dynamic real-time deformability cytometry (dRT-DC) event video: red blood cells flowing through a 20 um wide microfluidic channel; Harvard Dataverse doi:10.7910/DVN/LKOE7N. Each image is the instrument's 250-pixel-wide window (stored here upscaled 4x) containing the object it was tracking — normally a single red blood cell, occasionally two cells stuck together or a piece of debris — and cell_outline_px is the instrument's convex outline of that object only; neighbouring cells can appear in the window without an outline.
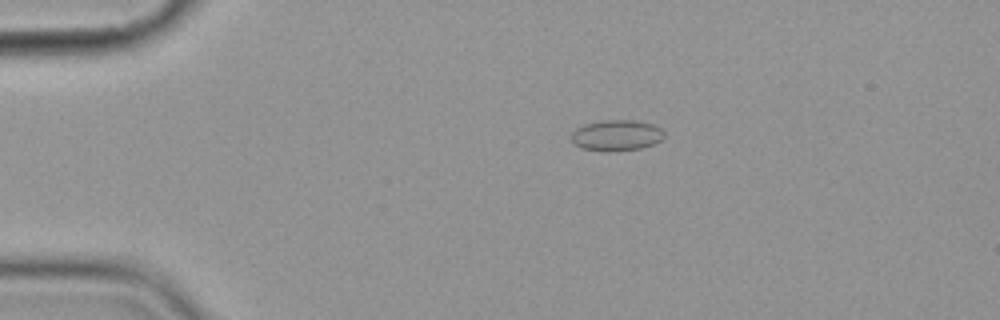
{"species": "common noctule bat (a hibernating species)", "species_latin": "Nyctalus noctula", "temperature_condition": "cold", "stored_images_in_passage": 15, "camera_frame_rate_fps": 3000, "um_per_image_px": 0.085, "animal": {"sex": "female", "body_mass_g": 19.9}, "frame": {"image": 1, "passage_image": 3, "time_ms": 3.0, "image_size_px": [1000, 320], "cell_outline_px": [[664, 136], [656, 144], [640, 148], [608, 152], [604, 152], [580, 148], [572, 144], [572, 132], [576, 128], [584, 124], [604, 120], [636, 120], [652, 124], [660, 128], [664, 132]], "centroid_in_image_um": [52.38, 11.51], "position_along_channel_um": 32.6, "area_um2": 16.94}}
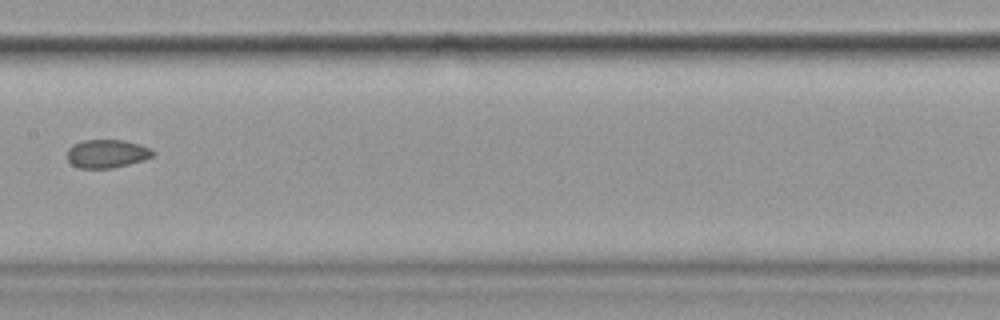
{"frame": {"image": 2, "passage_image": 8, "time_ms": 9.0, "image_size_px": [1000, 320], "cell_outline_px": [[156, 152], [152, 156], [144, 160], [112, 168], [80, 168], [72, 164], [68, 160], [68, 148], [72, 144], [84, 140], [124, 140], [140, 144]], "centroid_in_image_um": [9.08, 13.05], "position_along_channel_um": 198.3, "area_um2": 14.1}}
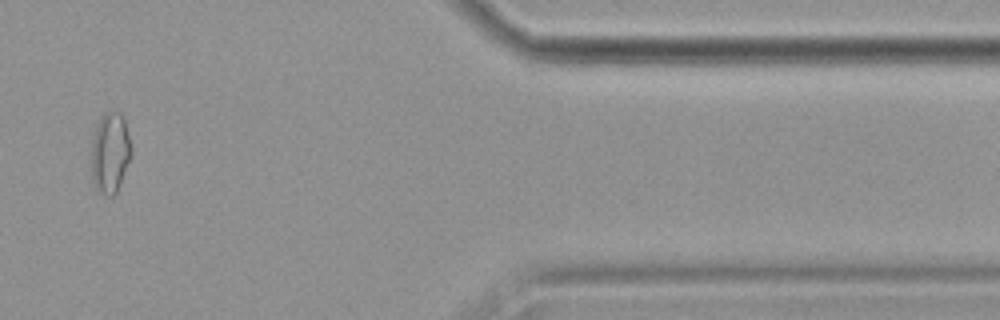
{"frame": {"image": 3, "passage_image": 13, "time_ms": 15.667, "image_size_px": [1000, 320], "cell_outline_px": [[132, 156], [120, 184], [116, 192], [112, 196], [104, 196], [96, 192], [92, 180], [92, 136], [100, 116], [104, 112], [120, 112], [124, 116], [132, 148]], "centroid_in_image_um": [9.37, 12.99], "position_along_channel_um": 402.0, "area_um2": 19.25}}